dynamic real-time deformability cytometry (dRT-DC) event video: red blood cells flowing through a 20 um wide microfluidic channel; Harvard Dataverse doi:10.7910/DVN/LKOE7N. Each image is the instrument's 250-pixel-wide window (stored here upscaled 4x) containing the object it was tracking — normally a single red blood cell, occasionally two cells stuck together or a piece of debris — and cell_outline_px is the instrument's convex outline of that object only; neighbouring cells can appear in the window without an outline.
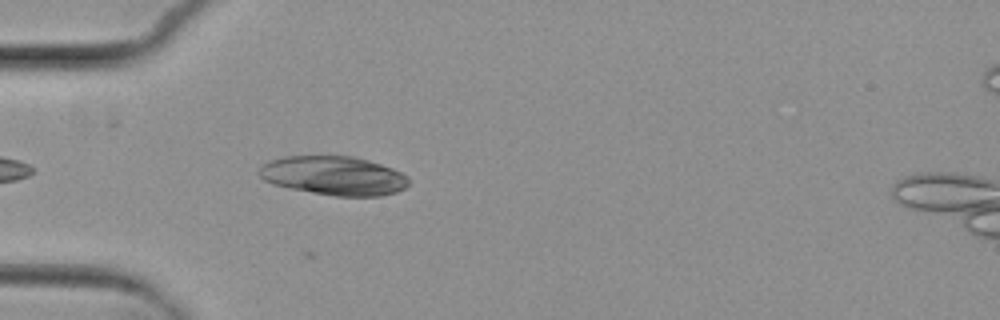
{"species": "common noctule bat (a hibernating species)", "species_latin": "Nyctalus noctula", "temperature_condition": "cold", "stored_images_in_passage": 5, "camera_frame_rate_fps": 3000, "um_per_image_px": 0.085, "animal": {"sex": "female", "body_mass_g": 29.2, "forearm_length_mm": 56.3}, "frame": {"image": 1, "passage_image": 5, "time_ms": 4.667, "image_size_px": [1000, 320], "cell_outline_px": [[408, 184], [404, 188], [396, 192], [380, 196], [336, 196], [312, 192], [272, 184], [264, 180], [260, 176], [260, 164], [268, 160], [284, 156], [352, 156], [368, 160], [392, 168], [408, 176]], "centroid_in_image_um": [28.35, 14.92], "position_along_channel_um": 56.6, "area_um2": 33.87}}